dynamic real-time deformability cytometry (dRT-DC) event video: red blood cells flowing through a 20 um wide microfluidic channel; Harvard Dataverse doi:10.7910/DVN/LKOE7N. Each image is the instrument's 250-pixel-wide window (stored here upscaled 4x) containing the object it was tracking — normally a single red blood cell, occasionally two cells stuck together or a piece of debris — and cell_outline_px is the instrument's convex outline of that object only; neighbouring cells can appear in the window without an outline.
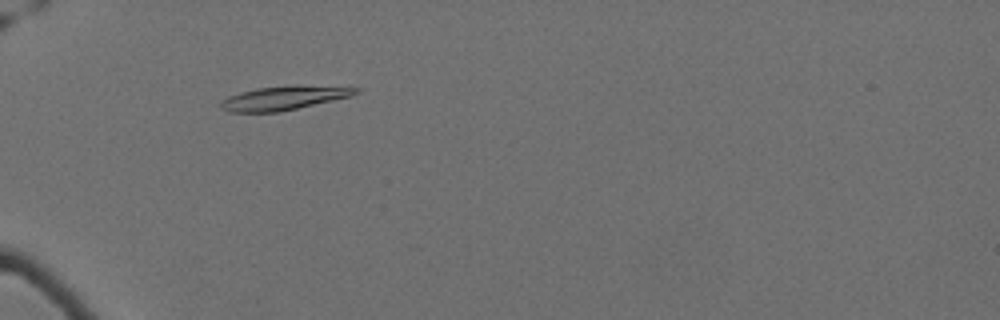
{"species": "Egyptian fruit bat (a non-hibernating species)", "species_latin": "Rousettus aegyptiacus", "temperature_condition": "cold", "stored_images_in_passage": 56, "camera_frame_rate_fps": 3000, "um_per_image_px": 0.085, "animal": {"sex": "female"}, "frame": {"image": 1, "passage_image": 17, "time_ms": 5.333, "image_size_px": [1000, 320], "cell_outline_px": [[360, 92], [352, 96], [280, 112], [228, 112], [220, 108], [220, 100], [228, 96], [240, 92], [256, 88], [360, 88]], "centroid_in_image_um": [23.97, 8.4], "position_along_channel_um": 61.0, "area_um2": 17.63}}
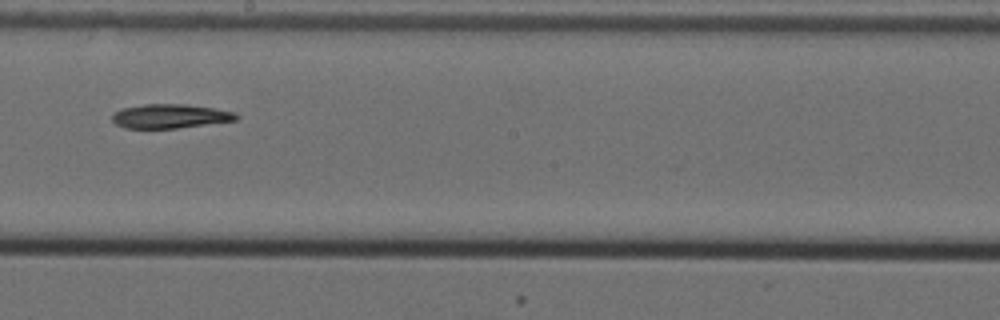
{"frame": {"image": 2, "passage_image": 33, "time_ms": 10.667, "image_size_px": [1000, 320], "cell_outline_px": [[240, 116], [236, 120], [176, 128], [124, 128], [116, 124], [112, 120], [112, 112], [120, 108], [144, 104], [184, 104], [212, 108], [236, 112]], "centroid_in_image_um": [14.41, 9.87], "position_along_channel_um": 233.8, "area_um2": 17.46}}
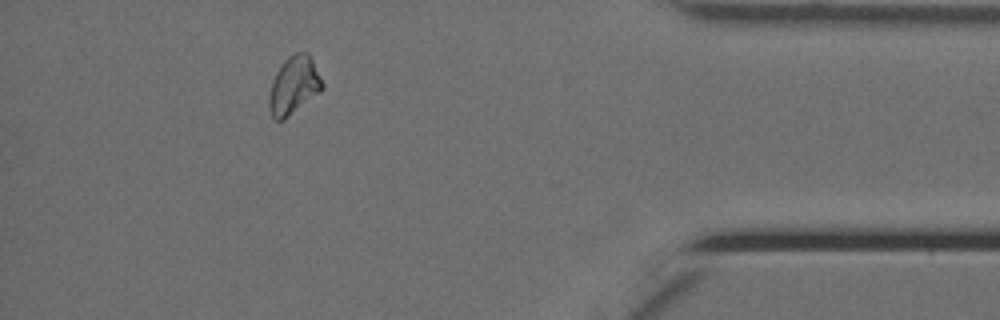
{"frame": {"image": 3, "passage_image": 51, "time_ms": 16.667, "image_size_px": [1000, 320], "cell_outline_px": [[324, 88], [320, 92], [284, 120], [276, 120], [272, 116], [268, 108], [268, 96], [272, 80], [276, 72], [284, 60], [288, 56], [296, 52], [308, 52], [324, 84]], "centroid_in_image_um": [24.96, 7.26], "position_along_channel_um": 410.2, "area_um2": 18.03}}